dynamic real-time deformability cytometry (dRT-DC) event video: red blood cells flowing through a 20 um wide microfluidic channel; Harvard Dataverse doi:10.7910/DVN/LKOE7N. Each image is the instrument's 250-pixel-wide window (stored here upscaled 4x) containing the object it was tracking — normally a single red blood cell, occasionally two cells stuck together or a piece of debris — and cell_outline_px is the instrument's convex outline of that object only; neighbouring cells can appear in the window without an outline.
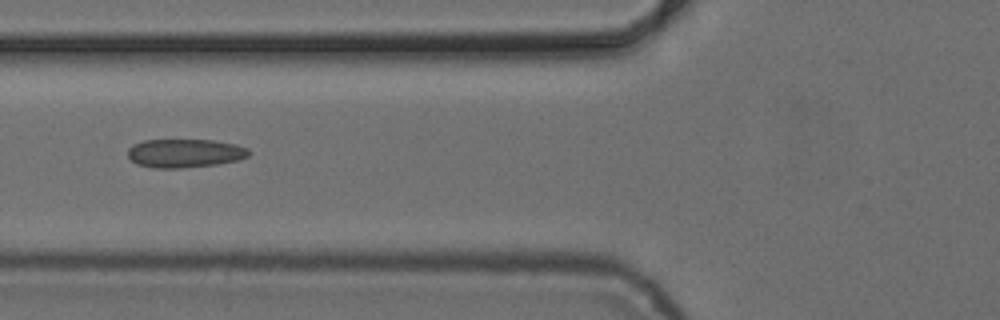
{"species": "common noctule bat (a hibernating species)", "species_latin": "Nyctalus noctula", "temperature_condition": "cold", "stored_images_in_passage": 6, "camera_frame_rate_fps": 3000, "um_per_image_px": 0.085, "animal": {"sex": "female", "body_mass_g": 24.6, "forearm_length_mm": 56.2}, "frame": {"image": 1, "passage_image": 6, "time_ms": 6.0, "image_size_px": [1000, 320], "cell_outline_px": [[252, 152], [248, 156], [240, 160], [216, 164], [180, 168], [152, 168], [136, 164], [128, 156], [128, 148], [132, 144], [144, 140], [212, 140], [236, 144], [248, 148]], "centroid_in_image_um": [15.72, 13.02], "position_along_channel_um": 110.1, "area_um2": 20.35}}